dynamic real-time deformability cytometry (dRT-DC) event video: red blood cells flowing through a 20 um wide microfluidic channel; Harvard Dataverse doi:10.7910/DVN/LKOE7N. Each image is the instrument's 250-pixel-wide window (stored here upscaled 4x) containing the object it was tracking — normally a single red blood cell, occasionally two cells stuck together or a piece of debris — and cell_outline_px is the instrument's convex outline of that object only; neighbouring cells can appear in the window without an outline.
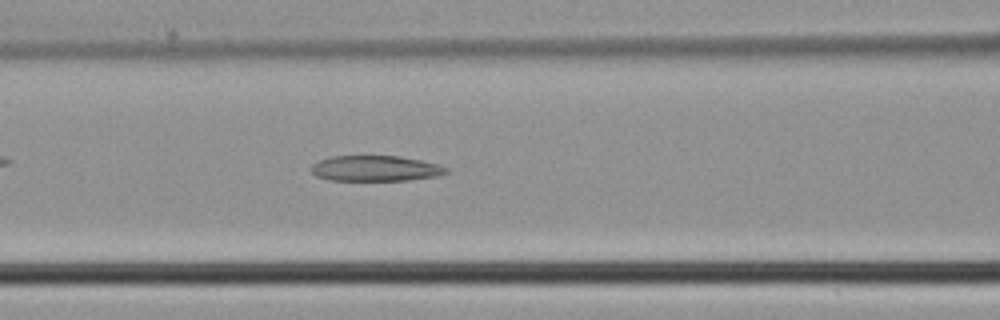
{"species": "common noctule bat (a hibernating species)", "species_latin": "Nyctalus noctula", "temperature_condition": "cold", "stored_images_in_passage": 35, "camera_frame_rate_fps": 3000, "um_per_image_px": 0.085, "animal": {"sex": "male", "body_mass_g": 21.5, "forearm_length_mm": 52.0}, "frame": {"image": 1, "passage_image": 9, "time_ms": 2.667, "image_size_px": [1000, 320], "cell_outline_px": [[452, 172], [436, 176], [408, 180], [328, 180], [316, 176], [312, 172], [312, 164], [320, 160], [332, 156], [400, 156], [420, 160], [436, 164], [448, 168]], "centroid_in_image_um": [31.93, 14.32], "position_along_channel_um": 134.7, "area_um2": 20.06}}
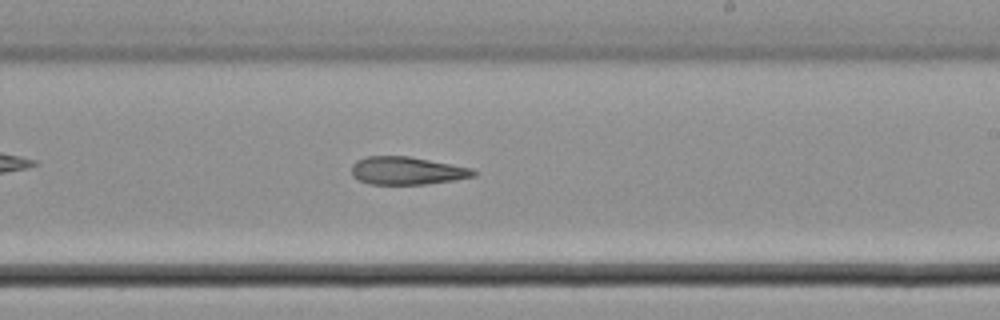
{"frame": {"image": 2, "passage_image": 17, "time_ms": 5.333, "image_size_px": [1000, 320], "cell_outline_px": [[480, 172], [476, 176], [456, 180], [428, 184], [372, 184], [360, 180], [352, 176], [352, 164], [356, 160], [364, 156], [408, 156], [472, 168]], "centroid_in_image_um": [34.63, 14.51], "position_along_channel_um": 254.4, "area_um2": 19.94}}
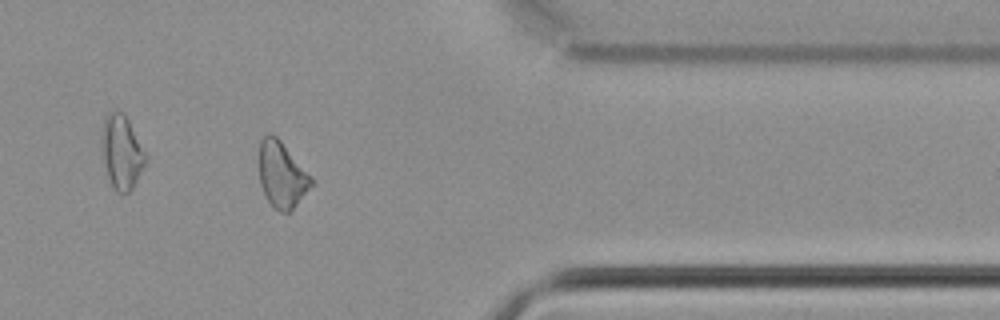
{"frame": {"image": 3, "passage_image": 27, "time_ms": 8.667, "image_size_px": [1000, 320], "cell_outline_px": [[316, 184], [288, 212], [280, 212], [272, 208], [260, 184], [260, 140], [268, 132], [272, 132], [280, 140], [316, 180]], "centroid_in_image_um": [24.0, 14.85], "position_along_channel_um": 387.4, "area_um2": 20.29}}